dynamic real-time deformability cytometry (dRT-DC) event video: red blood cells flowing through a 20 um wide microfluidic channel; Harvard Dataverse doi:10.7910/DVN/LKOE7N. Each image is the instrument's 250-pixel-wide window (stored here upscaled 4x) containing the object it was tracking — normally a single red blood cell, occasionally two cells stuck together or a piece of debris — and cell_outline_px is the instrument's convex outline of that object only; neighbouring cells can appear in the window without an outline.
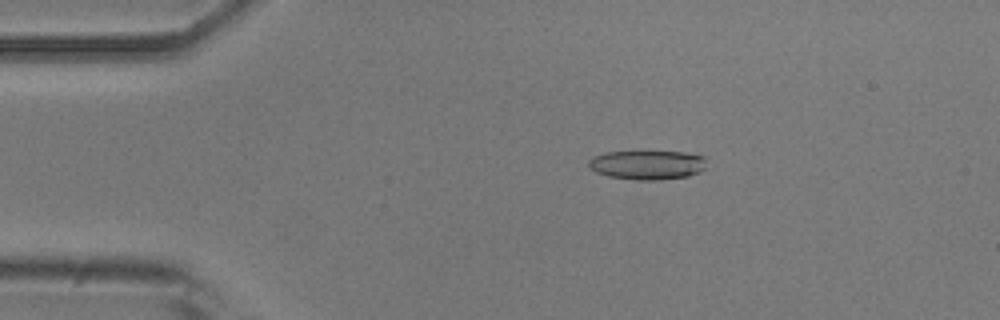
{"species": "common noctule bat (a hibernating species)", "species_latin": "Nyctalus noctula", "temperature_condition": "room temperature", "stored_images_in_passage": 53, "camera_frame_rate_fps": 3000, "um_per_image_px": 0.085, "animal": {"sex": "male", "body_mass_g": 20.5, "forearm_length_mm": 52.5}, "frame": {"image": 1, "passage_image": 10, "time_ms": 3.0, "image_size_px": [1000, 320], "cell_outline_px": [[704, 168], [700, 172], [688, 176], [660, 180], [636, 180], [608, 176], [596, 172], [588, 168], [588, 160], [592, 156], [604, 152], [648, 148], [684, 152], [704, 156]], "centroid_in_image_um": [54.97, 13.95], "position_along_channel_um": 30.0, "area_um2": 21.27}}
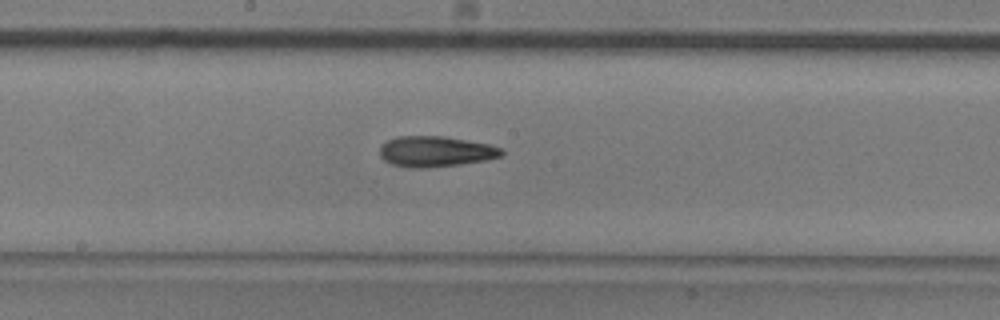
{"frame": {"image": 2, "passage_image": 28, "time_ms": 9.0, "image_size_px": [1000, 320], "cell_outline_px": [[504, 152], [500, 156], [484, 160], [460, 164], [428, 168], [408, 168], [392, 164], [384, 160], [380, 156], [380, 148], [388, 140], [396, 136], [444, 136], [488, 144], [500, 148]], "centroid_in_image_um": [36.99, 12.88], "position_along_channel_um": 211.2, "area_um2": 21.62}}
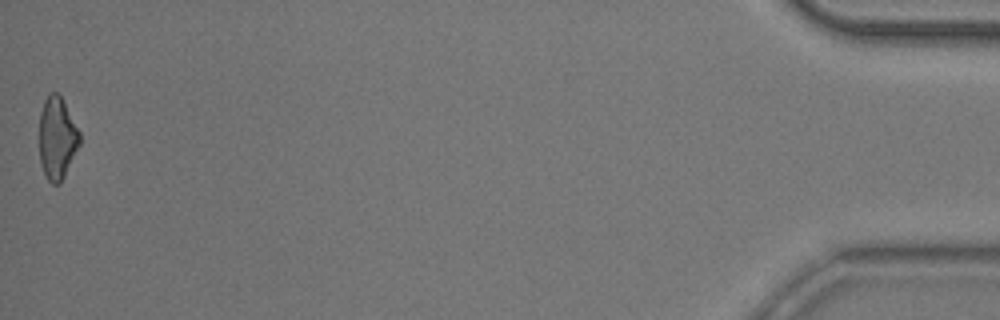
{"frame": {"image": 3, "passage_image": 53, "time_ms": 17.333, "image_size_px": [1000, 320], "cell_outline_px": [[80, 144], [60, 184], [52, 184], [48, 180], [40, 164], [40, 112], [44, 100], [48, 92], [56, 92], [60, 96], [80, 132]], "centroid_in_image_um": [4.85, 11.74], "position_along_channel_um": 430.4, "area_um2": 19.19}, "authors_computed_cell_mechanics": {"area_um2": 20.7502, "velocity_mm_per_s": 3.8169, "shape_relaxation_time_tau1_ms": null, "shape_relaxation_time_tau2_ms": 5.6499, "deformation_change_tau1": null, "deformation_change_tau2": 0.1685}}